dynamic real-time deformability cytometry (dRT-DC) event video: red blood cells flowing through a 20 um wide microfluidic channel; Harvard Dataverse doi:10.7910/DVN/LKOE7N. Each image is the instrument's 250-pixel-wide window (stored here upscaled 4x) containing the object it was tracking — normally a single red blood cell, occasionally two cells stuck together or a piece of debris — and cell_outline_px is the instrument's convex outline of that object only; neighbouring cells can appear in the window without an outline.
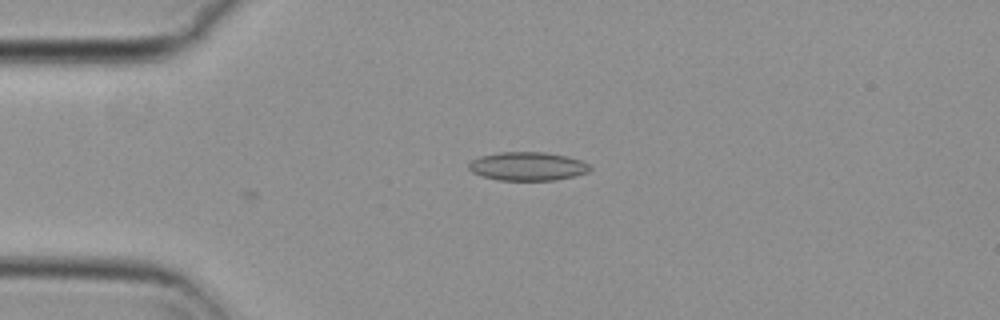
{"species": "common noctule bat (a hibernating species)", "species_latin": "Nyctalus noctula", "temperature_condition": "cold", "stored_images_in_passage": 6, "camera_frame_rate_fps": 3000, "um_per_image_px": 0.085, "animal": {"sex": "female", "body_mass_g": 29.2, "forearm_length_mm": 56.3}, "frame": {"image": 1, "passage_image": 1, "time_ms": 0.0, "image_size_px": [1000, 320], "cell_outline_px": [[592, 168], [588, 172], [572, 176], [552, 180], [500, 180], [484, 176], [472, 172], [468, 168], [468, 164], [472, 160], [480, 156], [500, 152], [544, 152], [568, 156], [580, 160], [588, 164]], "centroid_in_image_um": [44.84, 14.12], "position_along_channel_um": 40.2, "area_um2": 20.0}}